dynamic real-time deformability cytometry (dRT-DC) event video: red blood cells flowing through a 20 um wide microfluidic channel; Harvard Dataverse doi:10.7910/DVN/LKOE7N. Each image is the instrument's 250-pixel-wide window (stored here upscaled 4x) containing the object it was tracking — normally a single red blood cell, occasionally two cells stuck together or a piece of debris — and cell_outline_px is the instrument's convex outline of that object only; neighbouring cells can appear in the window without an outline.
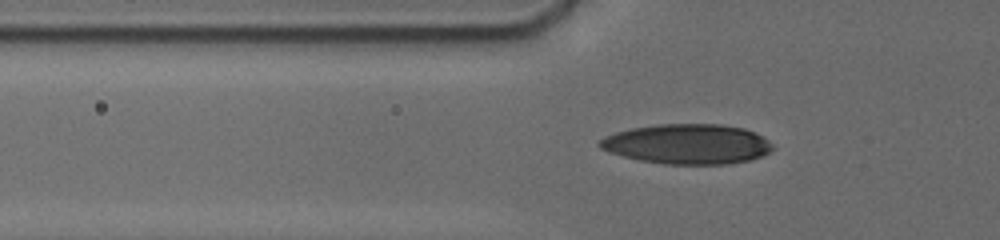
{"species": "human", "species_latin": "Homo sapiens", "temperature_condition": "cold", "stored_images_in_passage": 23, "camera_frame_rate_fps": 3000, "um_per_image_px": 0.085, "donor": {"sex": "male"}, "frame": {"image": 1, "passage_image": 9, "time_ms": 2.0, "image_size_px": [1000, 240], "cell_outline_px": [[772, 148], [768, 152], [760, 156], [748, 160], [724, 164], [664, 164], [640, 160], [608, 152], [600, 148], [596, 144], [604, 136], [616, 132], [632, 128], [660, 124], [720, 124], [744, 128], [760, 136], [772, 144]], "centroid_in_image_um": [58.37, 12.24], "position_along_channel_um": 67.4, "area_um2": 39.94}}
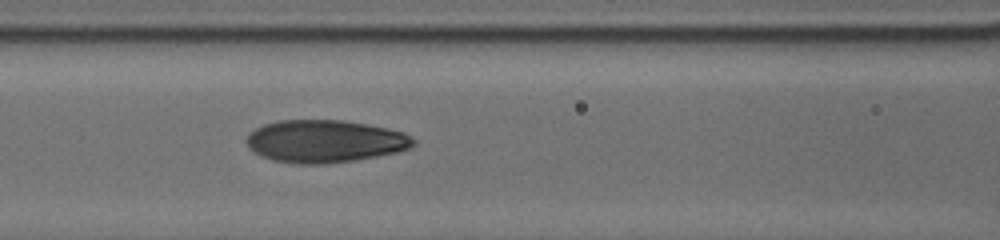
{"frame": {"image": 2, "passage_image": 17, "time_ms": 4.0, "image_size_px": [1000, 240], "cell_outline_px": [[416, 140], [408, 148], [396, 152], [376, 156], [352, 160], [324, 164], [300, 164], [272, 160], [260, 156], [248, 148], [248, 132], [264, 124], [280, 120], [344, 120], [388, 128], [404, 132]], "centroid_in_image_um": [27.58, 12.0], "position_along_channel_um": 139.0, "area_um2": 41.21}}
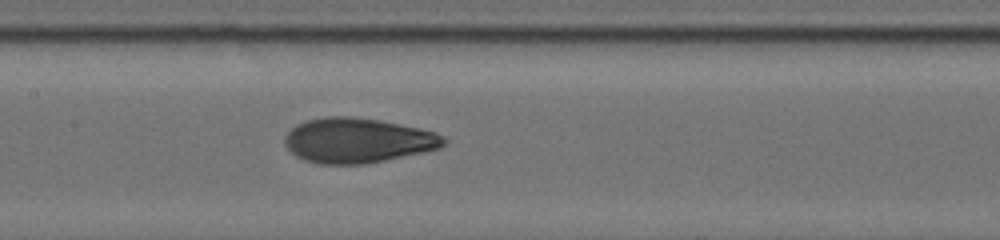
{"frame": {"image": 3, "passage_image": 21, "time_ms": 5.0, "image_size_px": [1000, 240], "cell_outline_px": [[448, 140], [440, 148], [424, 152], [364, 164], [320, 164], [304, 160], [296, 156], [284, 144], [284, 136], [296, 124], [308, 120], [324, 116], [352, 116], [380, 120], [400, 124], [436, 132]], "centroid_in_image_um": [30.39, 11.93], "position_along_channel_um": 177.0, "area_um2": 41.62}}